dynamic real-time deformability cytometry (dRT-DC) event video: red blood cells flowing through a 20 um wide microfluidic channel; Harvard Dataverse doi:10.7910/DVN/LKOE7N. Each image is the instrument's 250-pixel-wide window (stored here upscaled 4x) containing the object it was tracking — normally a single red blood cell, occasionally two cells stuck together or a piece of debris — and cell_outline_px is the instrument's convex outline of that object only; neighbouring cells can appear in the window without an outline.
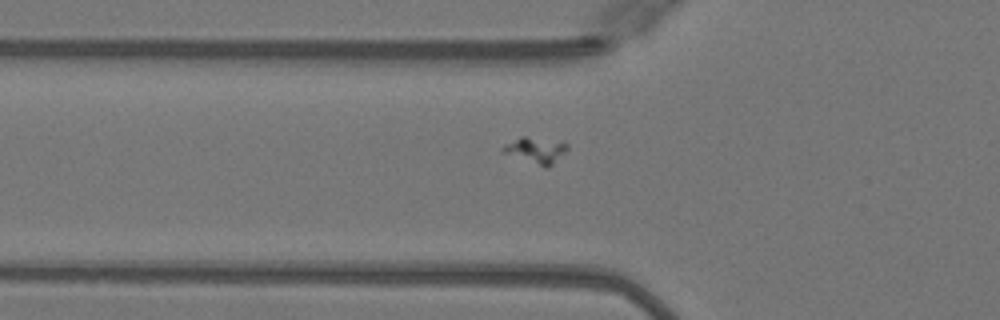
{"species": "Egyptian fruit bat (a non-hibernating species)", "species_latin": "Rousettus aegyptiacus", "temperature_condition": "warm", "stored_images_in_passage": 22, "camera_frame_rate_fps": 3000, "um_per_image_px": 0.085, "animal": {"sex": "female"}, "frame": {"image": 1, "passage_image": 12, "time_ms": 3.667, "image_size_px": [1000, 320], "cell_outline_px": [[568, 148], [548, 168], [544, 168], [500, 152], [500, 148], [504, 144], [520, 136], [524, 136], [564, 140], [568, 144]], "centroid_in_image_um": [45.52, 12.75], "position_along_channel_um": 80.3, "area_um2": 10.23}}